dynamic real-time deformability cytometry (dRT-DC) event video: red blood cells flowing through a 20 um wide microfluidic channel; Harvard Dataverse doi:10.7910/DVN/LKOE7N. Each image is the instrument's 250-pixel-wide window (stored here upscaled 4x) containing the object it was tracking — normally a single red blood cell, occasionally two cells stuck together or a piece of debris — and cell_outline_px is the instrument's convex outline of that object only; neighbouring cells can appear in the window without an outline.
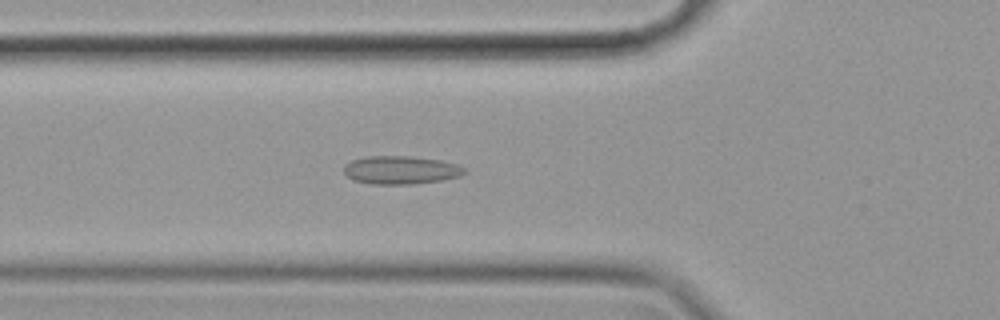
{"species": "common noctule bat (a hibernating species)", "species_latin": "Nyctalus noctula", "temperature_condition": "cold", "stored_images_in_passage": 57, "camera_frame_rate_fps": 3000, "um_per_image_px": 0.085, "animal": {"sex": "female", "body_mass_g": 19.9}, "frame": {"image": 1, "passage_image": 20, "time_ms": 6.333, "image_size_px": [1000, 320], "cell_outline_px": [[468, 172], [460, 176], [440, 180], [412, 184], [372, 184], [352, 180], [344, 172], [344, 164], [352, 160], [364, 156], [408, 156], [440, 160], [456, 164], [464, 168]], "centroid_in_image_um": [34.04, 14.45], "position_along_channel_um": 91.8, "area_um2": 19.83}}
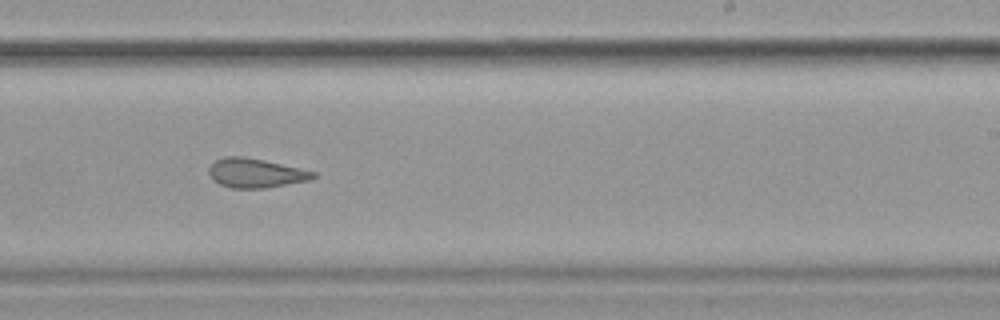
{"frame": {"image": 2, "passage_image": 35, "time_ms": 11.333, "image_size_px": [1000, 320], "cell_outline_px": [[316, 176], [312, 180], [264, 188], [232, 188], [220, 184], [212, 180], [208, 172], [208, 168], [216, 160], [224, 156], [244, 156], [264, 160], [300, 168], [316, 172]], "centroid_in_image_um": [21.72, 14.71], "position_along_channel_um": 267.3, "area_um2": 17.86}}
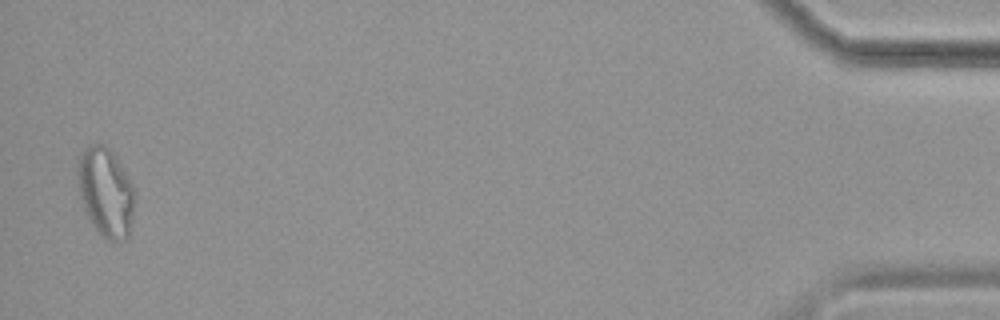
{"frame": {"image": 3, "passage_image": 56, "time_ms": 18.333, "image_size_px": [1000, 320], "cell_outline_px": [[136, 196], [128, 236], [124, 240], [108, 240], [92, 224], [84, 208], [80, 192], [80, 156], [92, 144], [104, 144], [112, 152], [136, 188]], "centroid_in_image_um": [9.06, 16.36], "position_along_channel_um": 426.1, "area_um2": 28.67}, "authors_computed_cell_mechanics": {"area_um2": 20.519, "velocity_mm_per_s": 3.5202, "shape_relaxation_time_tau1_ms": null, "shape_relaxation_time_tau2_ms": 2.0942, "deformation_change_tau1": null, "deformation_change_tau2": 0.0916}}